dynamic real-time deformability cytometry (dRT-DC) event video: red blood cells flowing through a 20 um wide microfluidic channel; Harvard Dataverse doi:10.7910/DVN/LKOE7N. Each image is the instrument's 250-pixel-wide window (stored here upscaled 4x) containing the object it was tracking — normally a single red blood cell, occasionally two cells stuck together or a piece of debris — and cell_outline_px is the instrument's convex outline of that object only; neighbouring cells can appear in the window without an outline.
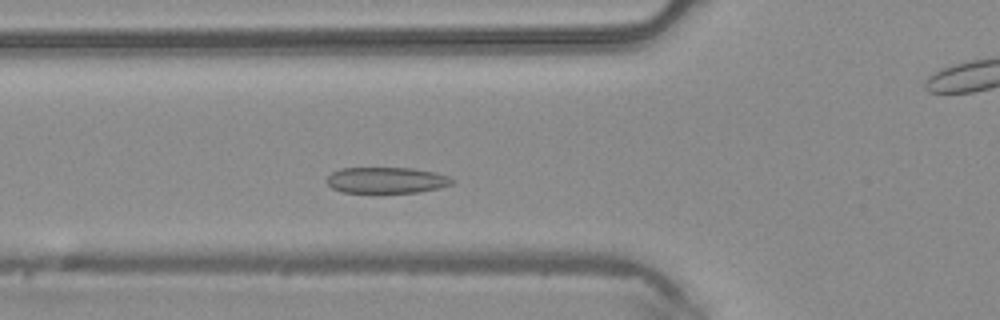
{"species": "common noctule bat (a hibernating species)", "species_latin": "Nyctalus noctula", "temperature_condition": "warm", "stored_images_in_passage": 36, "camera_frame_rate_fps": 3000, "um_per_image_px": 0.085, "animal": {"sex": "male", "body_mass_g": 20.4}, "frame": {"image": 1, "passage_image": 5, "time_ms": 1.333, "image_size_px": [1000, 320], "cell_outline_px": [[456, 180], [452, 184], [440, 188], [416, 192], [340, 192], [332, 188], [328, 184], [328, 176], [332, 172], [340, 168], [412, 168], [436, 172], [448, 176]], "centroid_in_image_um": [32.88, 15.31], "position_along_channel_um": 92.9, "area_um2": 19.02}}
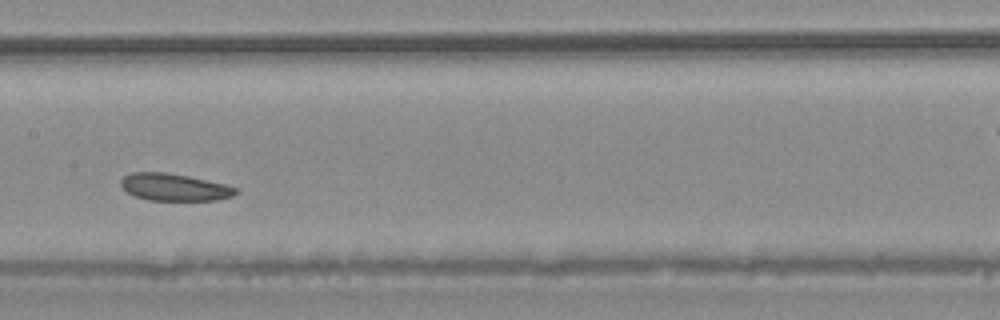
{"frame": {"image": 2, "passage_image": 12, "time_ms": 3.667, "image_size_px": [1000, 320], "cell_outline_px": [[236, 192], [232, 196], [216, 200], [148, 200], [136, 196], [128, 192], [120, 184], [120, 180], [124, 176], [132, 172], [164, 172], [188, 176], [224, 184], [236, 188]], "centroid_in_image_um": [14.78, 15.91], "position_along_channel_um": 192.6, "area_um2": 17.92}}
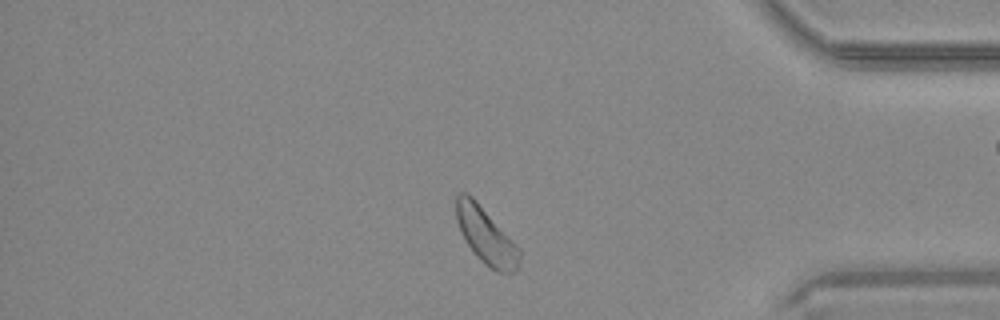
{"frame": {"image": 3, "passage_image": 28, "time_ms": 9.0, "image_size_px": [1000, 320], "cell_outline_px": [[520, 264], [516, 272], [496, 272], [468, 244], [456, 220], [456, 196], [460, 192], [468, 192], [476, 200], [520, 248]], "centroid_in_image_um": [41.34, 20.0], "position_along_channel_um": 393.9, "area_um2": 20.11}}